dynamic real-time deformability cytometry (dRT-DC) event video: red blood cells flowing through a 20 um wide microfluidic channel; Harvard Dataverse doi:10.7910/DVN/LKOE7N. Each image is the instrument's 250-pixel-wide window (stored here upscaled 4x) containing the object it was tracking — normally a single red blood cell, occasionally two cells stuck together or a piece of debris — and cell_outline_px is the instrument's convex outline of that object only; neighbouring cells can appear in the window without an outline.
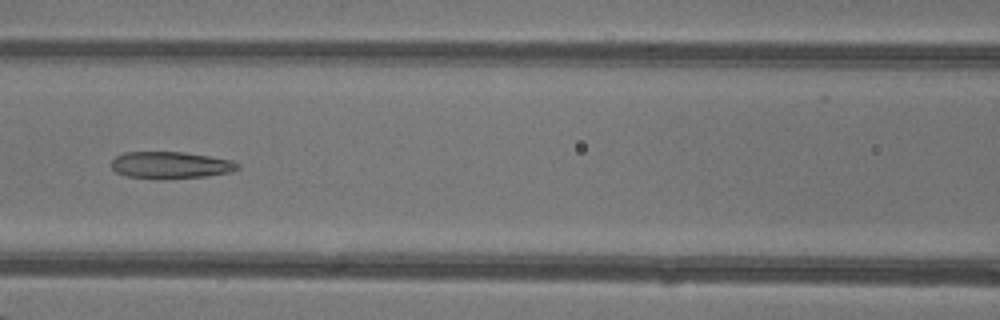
{"species": "common noctule bat (a hibernating species)", "species_latin": "Nyctalus noctula", "temperature_condition": "warm", "stored_images_in_passage": 38, "camera_frame_rate_fps": 3000, "um_per_image_px": 0.085, "animal": {"sex": "female"}, "frame": {"image": 1, "passage_image": 12, "time_ms": 3.667, "image_size_px": [1000, 320], "cell_outline_px": [[240, 168], [228, 172], [208, 176], [152, 180], [128, 176], [116, 172], [112, 168], [112, 160], [116, 156], [124, 152], [184, 152], [232, 160], [240, 164]], "centroid_in_image_um": [14.48, 14.04], "position_along_channel_um": 152.1, "area_um2": 19.94}}
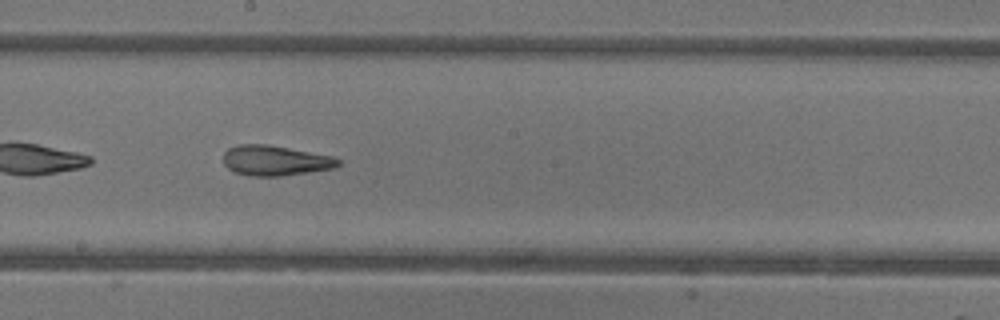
{"frame": {"image": 2, "passage_image": 17, "time_ms": 5.333, "image_size_px": [1000, 320], "cell_outline_px": [[340, 164], [336, 168], [280, 176], [248, 176], [236, 172], [228, 168], [224, 164], [224, 152], [228, 148], [240, 144], [268, 144], [336, 156], [340, 160]], "centroid_in_image_um": [23.43, 13.64], "position_along_channel_um": 224.8, "area_um2": 20.4}, "authors_computed_cell_mechanics": {"area_um2": 22.0507, "velocity_mm_per_s": 4.3633, "shape_relaxation_time_tau1_ms": null, "shape_relaxation_time_tau2_ms": 2.8247, "deformation_change_tau1": null, "deformation_change_tau2": 0.1298}}